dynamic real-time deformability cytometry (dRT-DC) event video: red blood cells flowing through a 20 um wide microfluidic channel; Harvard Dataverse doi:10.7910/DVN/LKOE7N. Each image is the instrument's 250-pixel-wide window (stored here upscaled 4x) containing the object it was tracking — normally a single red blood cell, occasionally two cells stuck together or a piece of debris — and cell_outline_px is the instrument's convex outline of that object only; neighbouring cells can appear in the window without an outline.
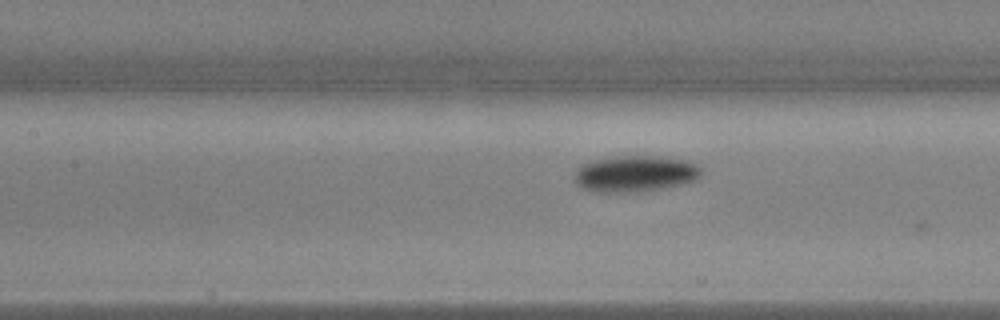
{"species": "common noctule bat (a hibernating species)", "species_latin": "Nyctalus noctula", "temperature_condition": "warm", "stored_images_in_passage": 8, "camera_frame_rate_fps": 3000, "um_per_image_px": 0.085, "animal": {"sex": "male", "body_mass_g": 17.9, "forearm_length_mm": 54.2}, "frame": {"image": 1, "passage_image": 5, "time_ms": 1.333, "image_size_px": [1000, 320], "cell_outline_px": [[700, 176], [696, 180], [680, 184], [660, 188], [636, 192], [592, 192], [580, 188], [572, 180], [576, 172], [584, 164], [592, 160], [616, 156], [656, 156], [688, 160], [696, 164], [700, 168]], "centroid_in_image_um": [53.94, 14.77], "position_along_channel_um": 153.5, "area_um2": 26.82}}